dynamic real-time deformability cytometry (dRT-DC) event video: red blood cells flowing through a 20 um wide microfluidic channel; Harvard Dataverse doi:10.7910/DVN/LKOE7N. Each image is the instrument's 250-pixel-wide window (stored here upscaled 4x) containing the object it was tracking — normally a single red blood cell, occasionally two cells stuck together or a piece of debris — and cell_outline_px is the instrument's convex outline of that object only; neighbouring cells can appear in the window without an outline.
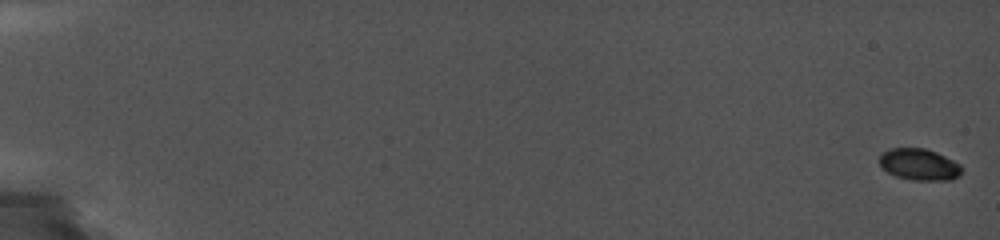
{"species": "common noctule bat (a hibernating species)", "species_latin": "Nyctalus noctula", "temperature_condition": "cold", "stored_images_in_passage": 2, "camera_frame_rate_fps": 5000, "um_per_image_px": 0.085, "animal": {"sex": "female", "body_mass_g": 19.0, "forearm_length_mm": 56.7}, "frame": {"image": 1, "passage_image": 2, "time_ms": 0.4, "image_size_px": [1000, 240], "cell_outline_px": [[964, 168], [960, 176], [952, 180], [912, 180], [896, 176], [888, 172], [880, 164], [880, 156], [884, 152], [892, 148], [924, 148], [936, 152], [960, 164]], "centroid_in_image_um": [78.19, 13.99], "position_along_channel_um": 6.8, "area_um2": 15.09}}